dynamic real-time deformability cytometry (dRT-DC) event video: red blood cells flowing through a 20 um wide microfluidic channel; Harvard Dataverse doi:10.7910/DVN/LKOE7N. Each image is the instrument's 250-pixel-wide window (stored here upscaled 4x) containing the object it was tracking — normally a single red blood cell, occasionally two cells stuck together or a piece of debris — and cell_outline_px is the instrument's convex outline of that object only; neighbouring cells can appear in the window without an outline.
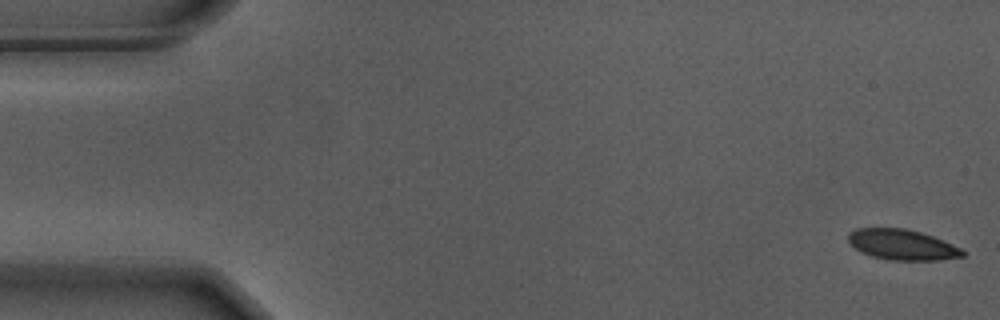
{"species": "Egyptian fruit bat (a non-hibernating species)", "species_latin": "Rousettus aegyptiacus", "temperature_condition": "warm", "stored_images_in_passage": 57, "camera_frame_rate_fps": 3000, "um_per_image_px": 0.085, "animal": {"sex": "male"}, "frame": {"image": 1, "passage_image": 1, "time_ms": 0.0, "image_size_px": [1000, 320], "cell_outline_px": [[968, 252], [964, 256], [936, 260], [888, 260], [872, 256], [860, 252], [848, 240], [848, 232], [856, 228], [904, 228], [920, 232], [944, 240]], "centroid_in_image_um": [76.69, 20.8], "position_along_channel_um": 8.3, "area_um2": 20.35}}
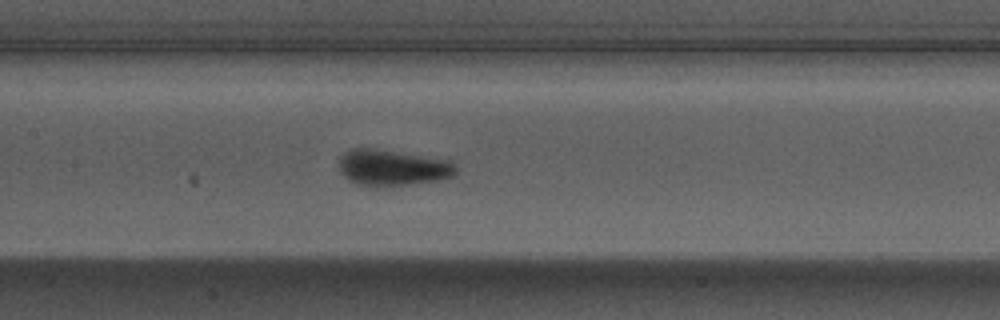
{"frame": {"image": 2, "passage_image": 26, "time_ms": 8.333, "image_size_px": [1000, 320], "cell_outline_px": [[456, 172], [452, 176], [440, 180], [380, 188], [376, 188], [356, 184], [348, 180], [340, 172], [340, 156], [344, 152], [352, 148], [372, 148], [452, 160], [456, 168]], "centroid_in_image_um": [33.34, 14.27], "position_along_channel_um": 174.1, "area_um2": 24.97}}
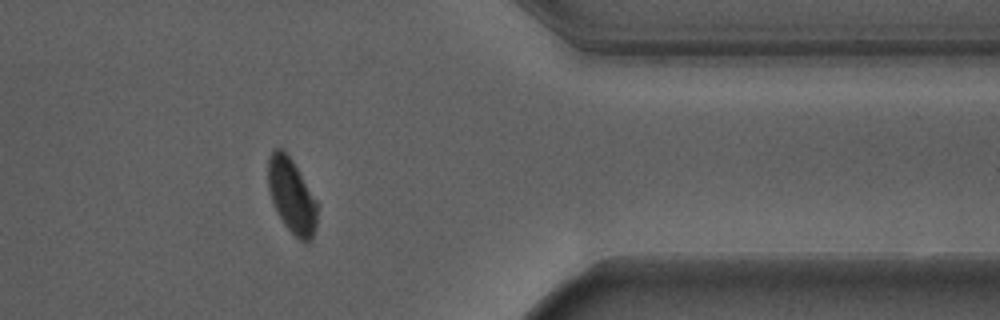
{"frame": {"image": 3, "passage_image": 45, "time_ms": 14.667, "image_size_px": [1000, 320], "cell_outline_px": [[320, 204], [316, 228], [312, 240], [304, 244], [284, 224], [276, 212], [268, 188], [268, 160], [272, 152], [276, 148], [280, 148], [292, 160]], "centroid_in_image_um": [24.84, 16.7], "position_along_channel_um": 386.6, "area_um2": 21.68}, "authors_computed_cell_mechanics": {"area_um2": 22.0796, "velocity_mm_per_s": 3.6715, "shape_relaxation_time_tau1_ms": 2.5828, "shape_relaxation_time_tau2_ms": null, "deformation_change_tau1": 0.1256, "deformation_change_tau2": null}}